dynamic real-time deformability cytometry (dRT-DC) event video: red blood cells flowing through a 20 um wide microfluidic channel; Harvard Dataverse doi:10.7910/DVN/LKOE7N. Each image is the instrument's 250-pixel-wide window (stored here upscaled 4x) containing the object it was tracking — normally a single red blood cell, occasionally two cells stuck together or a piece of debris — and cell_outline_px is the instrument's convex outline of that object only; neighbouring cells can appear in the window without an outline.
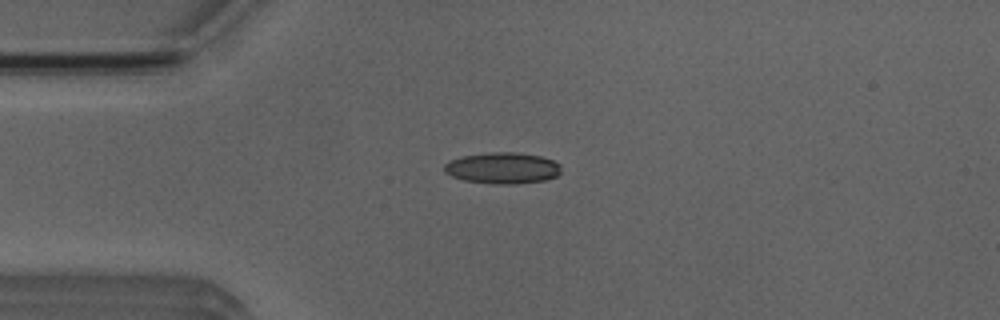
{"species": "Egyptian fruit bat (a non-hibernating species)", "species_latin": "Rousettus aegyptiacus", "temperature_condition": "room temperature", "stored_images_in_passage": 4, "camera_frame_rate_fps": 3000, "um_per_image_px": 0.085, "animal": {"sex": "male"}, "frame": {"image": 1, "passage_image": 4, "time_ms": 3.667, "image_size_px": [1000, 320], "cell_outline_px": [[560, 172], [556, 176], [544, 180], [516, 184], [496, 184], [464, 180], [452, 176], [444, 172], [444, 164], [460, 156], [488, 152], [516, 152], [540, 156], [552, 160], [560, 164]], "centroid_in_image_um": [42.7, 14.28], "position_along_channel_um": 42.3, "area_um2": 21.27}}